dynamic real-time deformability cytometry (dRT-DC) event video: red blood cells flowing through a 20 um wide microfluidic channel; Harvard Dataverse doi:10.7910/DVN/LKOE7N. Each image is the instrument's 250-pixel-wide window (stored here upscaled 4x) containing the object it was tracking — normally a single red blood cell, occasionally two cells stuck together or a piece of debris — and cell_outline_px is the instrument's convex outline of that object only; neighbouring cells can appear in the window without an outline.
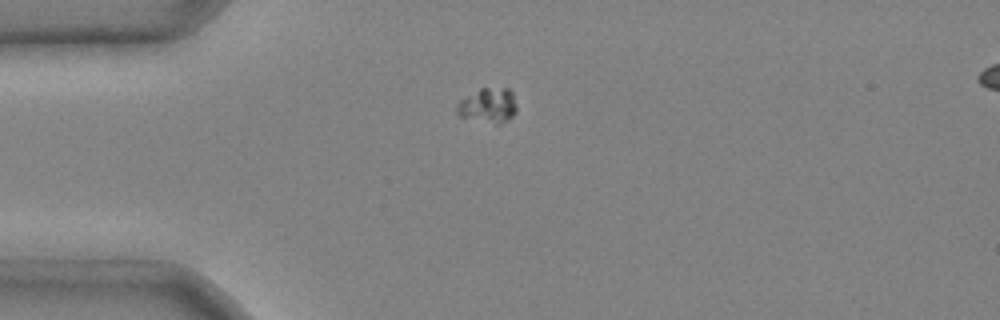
{"species": "common noctule bat (a hibernating species)", "species_latin": "Nyctalus noctula", "temperature_condition": "cold", "stored_images_in_passage": 4, "camera_frame_rate_fps": 3000, "um_per_image_px": 0.085, "animal": {"sex": "male", "body_mass_g": 20.4}, "frame": {"image": 1, "passage_image": 1, "time_ms": 0.0, "image_size_px": [1000, 320], "cell_outline_px": [[516, 112], [508, 120], [500, 124], [496, 124], [460, 116], [456, 112], [456, 104], [460, 100], [480, 88], [508, 88], [512, 92], [516, 104]], "centroid_in_image_um": [41.5, 8.96], "position_along_channel_um": 43.5, "area_um2": 12.08}}
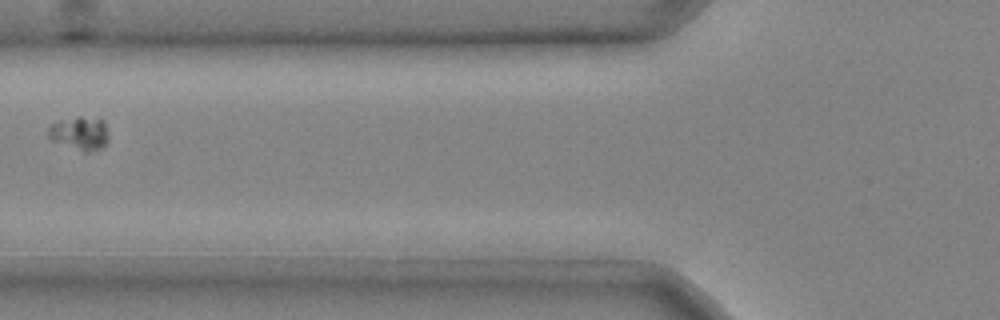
{"frame": {"image": 2, "passage_image": 3, "time_ms": 0.667, "image_size_px": [1000, 320], "cell_outline_px": [[108, 140], [100, 148], [88, 152], [84, 152], [52, 140], [48, 136], [48, 128], [52, 124], [80, 116], [100, 120], [104, 124], [108, 136]], "centroid_in_image_um": [6.77, 11.35], "position_along_channel_um": 119.0, "area_um2": 11.21}}
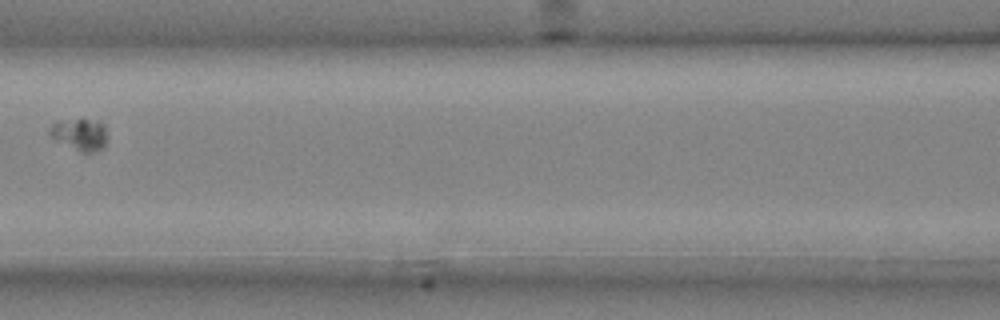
{"frame": {"image": 3, "passage_image": 4, "time_ms": 1.0, "image_size_px": [1000, 320], "cell_outline_px": [[104, 148], [92, 152], [80, 152], [56, 140], [48, 132], [48, 128], [52, 124], [60, 120], [88, 120], [104, 124]], "centroid_in_image_um": [6.73, 11.44], "position_along_channel_um": 159.9, "area_um2": 10.29}}